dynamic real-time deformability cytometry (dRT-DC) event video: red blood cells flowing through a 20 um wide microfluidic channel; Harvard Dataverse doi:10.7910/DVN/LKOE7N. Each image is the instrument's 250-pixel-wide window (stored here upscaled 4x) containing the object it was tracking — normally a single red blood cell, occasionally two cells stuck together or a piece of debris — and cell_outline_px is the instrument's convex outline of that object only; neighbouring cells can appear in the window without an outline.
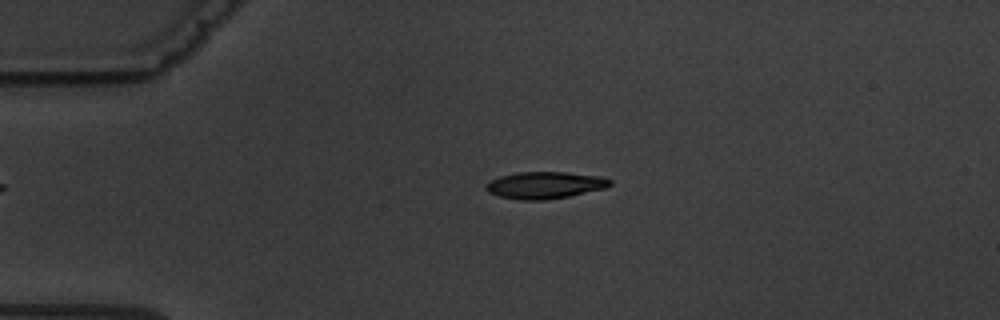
{"species": "common noctule bat (a hibernating species)", "species_latin": "Nyctalus noctula", "temperature_condition": "warm", "stored_images_in_passage": 2, "camera_frame_rate_fps": 3000, "um_per_image_px": 0.085, "animal": {"sex": "male", "body_mass_g": 19.5, "forearm_length_mm": 54.6}, "frame": {"image": 1, "passage_image": 1, "time_ms": 0.0, "image_size_px": [1000, 320], "cell_outline_px": [[612, 184], [608, 188], [548, 200], [520, 200], [500, 196], [488, 192], [484, 188], [488, 180], [500, 176], [516, 172], [568, 172], [604, 176], [612, 180]], "centroid_in_image_um": [46.35, 15.73], "position_along_channel_um": 38.7, "area_um2": 19.83}}